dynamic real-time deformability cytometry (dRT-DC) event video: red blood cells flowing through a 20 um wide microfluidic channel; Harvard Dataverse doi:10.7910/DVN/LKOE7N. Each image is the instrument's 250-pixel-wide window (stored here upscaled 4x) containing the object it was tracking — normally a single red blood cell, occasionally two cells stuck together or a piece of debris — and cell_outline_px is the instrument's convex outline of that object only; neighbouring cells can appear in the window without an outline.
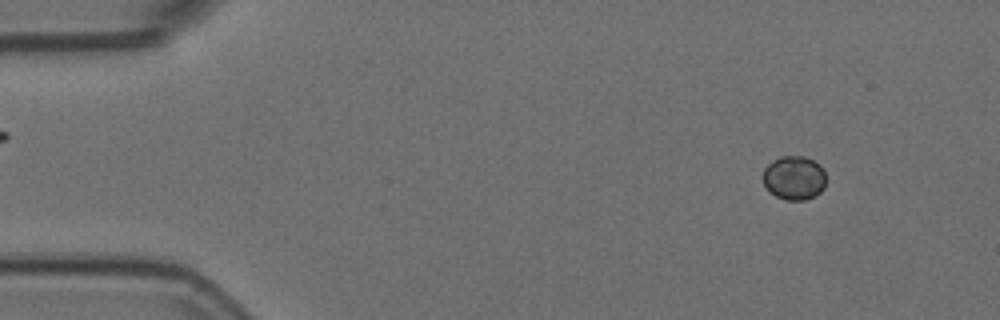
{"species": "Egyptian fruit bat (a non-hibernating species)", "species_latin": "Rousettus aegyptiacus", "temperature_condition": "room temperature", "stored_images_in_passage": 19, "camera_frame_rate_fps": 3000, "um_per_image_px": 0.085, "animal": {"sex": "female"}, "frame": {"image": 1, "passage_image": 6, "time_ms": 1.667, "image_size_px": [1000, 320], "cell_outline_px": [[824, 188], [820, 192], [804, 200], [784, 200], [768, 192], [764, 184], [764, 168], [772, 160], [780, 156], [804, 156], [820, 164], [824, 172]], "centroid_in_image_um": [67.47, 15.11], "position_along_channel_um": 17.5, "area_um2": 16.13}}
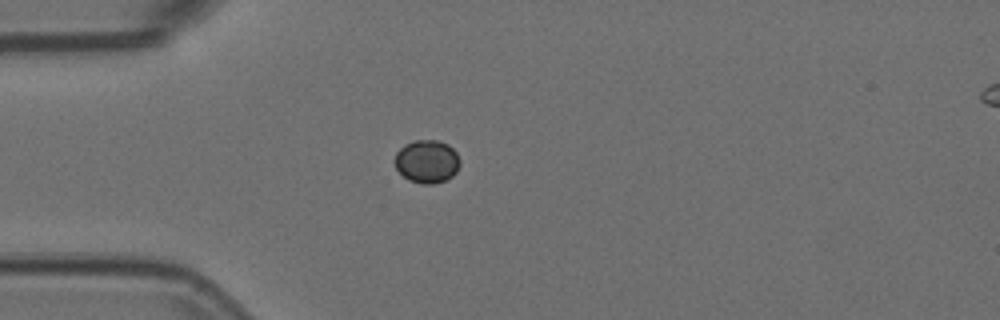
{"frame": {"image": 2, "passage_image": 15, "time_ms": 4.667, "image_size_px": [1000, 320], "cell_outline_px": [[460, 164], [456, 172], [452, 176], [444, 180], [432, 184], [420, 184], [408, 180], [396, 168], [396, 152], [404, 144], [412, 140], [440, 140], [448, 144], [456, 152], [460, 160]], "centroid_in_image_um": [36.3, 13.71], "position_along_channel_um": 48.7, "area_um2": 16.42}}
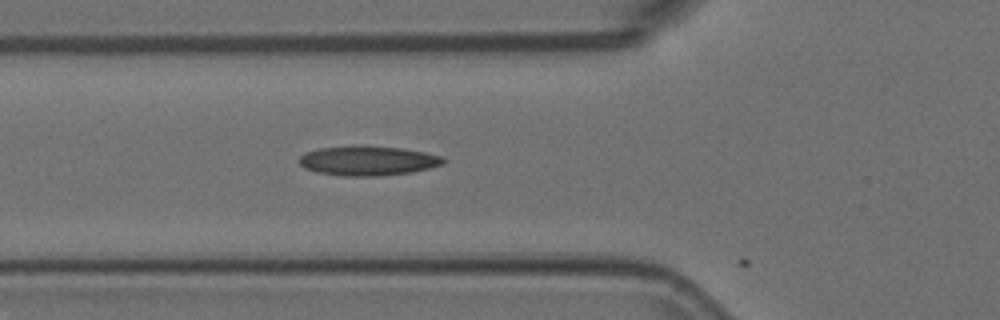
{"frame": {"image": 3, "passage_image": 18, "time_ms": 5.667, "image_size_px": [1000, 320], "cell_outline_px": [[444, 164], [412, 172], [380, 176], [344, 176], [316, 172], [304, 168], [296, 160], [300, 156], [308, 152], [320, 148], [360, 144], [364, 144], [404, 148], [444, 156]], "centroid_in_image_um": [31.27, 13.64], "position_along_channel_um": 94.5, "area_um2": 25.32}}